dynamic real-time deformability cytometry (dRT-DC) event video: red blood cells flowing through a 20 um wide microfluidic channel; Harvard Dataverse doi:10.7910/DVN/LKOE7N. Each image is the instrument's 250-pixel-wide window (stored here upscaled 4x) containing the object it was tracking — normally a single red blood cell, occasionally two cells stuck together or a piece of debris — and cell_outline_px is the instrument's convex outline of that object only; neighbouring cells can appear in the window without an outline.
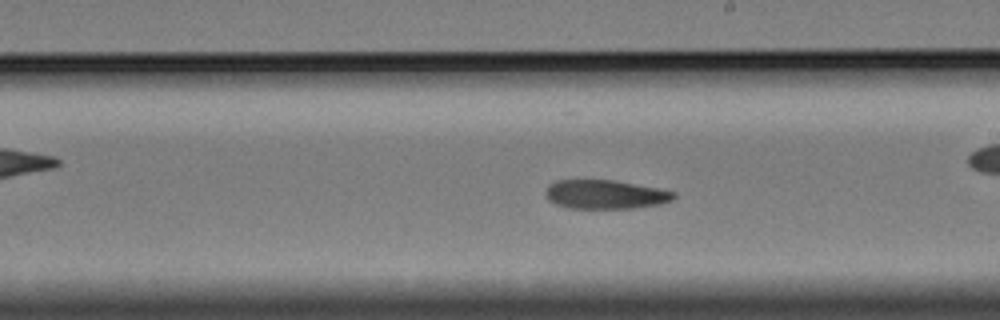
{"species": "Egyptian fruit bat (a non-hibernating species)", "species_latin": "Rousettus aegyptiacus", "temperature_condition": "cold", "stored_images_in_passage": 62, "camera_frame_rate_fps": 3000, "um_per_image_px": 0.085, "animal": {"sex": "female"}, "frame": {"image": 1, "passage_image": 35, "time_ms": 11.333, "image_size_px": [1000, 320], "cell_outline_px": [[676, 196], [672, 200], [660, 204], [636, 208], [568, 208], [556, 204], [548, 200], [544, 192], [548, 184], [556, 180], [612, 180], [656, 188], [676, 192]], "centroid_in_image_um": [51.41, 16.53], "position_along_channel_um": 237.6, "area_um2": 21.62}}